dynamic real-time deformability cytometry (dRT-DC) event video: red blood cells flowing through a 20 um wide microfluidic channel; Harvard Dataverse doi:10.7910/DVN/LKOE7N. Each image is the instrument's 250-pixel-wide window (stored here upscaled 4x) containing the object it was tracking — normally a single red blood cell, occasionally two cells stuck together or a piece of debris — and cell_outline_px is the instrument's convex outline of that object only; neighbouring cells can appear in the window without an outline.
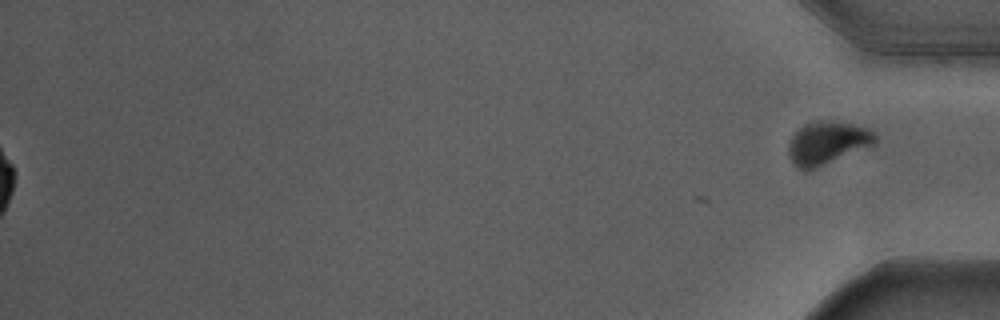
{"species": "Egyptian fruit bat (a non-hibernating species)", "species_latin": "Rousettus aegyptiacus", "temperature_condition": "warm", "stored_images_in_passage": 57, "segment_of_instrument_passage": [2, 2], "camera_frame_rate_fps": 3000, "um_per_image_px": 0.085, "animal": {"sex": "male"}, "frame": {"image": 1, "passage_image": 57, "time_ms": 18.667, "image_size_px": [1000, 320], "cell_outline_px": [[876, 140], [872, 144], [816, 168], [796, 168], [788, 152], [788, 140], [804, 124], [816, 120], [832, 120], [856, 124], [872, 128], [876, 132]], "centroid_in_image_um": [70.33, 12.09], "position_along_channel_um": 364.9, "area_um2": 21.56}}